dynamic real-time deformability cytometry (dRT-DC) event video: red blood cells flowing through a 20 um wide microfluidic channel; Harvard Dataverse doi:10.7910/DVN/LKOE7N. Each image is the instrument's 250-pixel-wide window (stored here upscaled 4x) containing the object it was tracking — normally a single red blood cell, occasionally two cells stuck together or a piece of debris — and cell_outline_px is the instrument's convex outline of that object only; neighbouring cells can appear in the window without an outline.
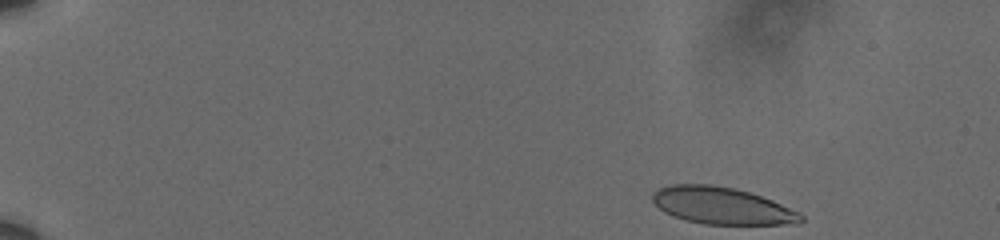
{"species": "human", "species_latin": "Homo sapiens", "temperature_condition": "cold", "stored_images_in_passage": 33, "camera_frame_rate_fps": 3000, "um_per_image_px": 0.085, "donor": {"sex": "male"}, "frame": {"image": 1, "passage_image": 1, "time_ms": 0.0, "image_size_px": [1000, 240], "cell_outline_px": [[804, 220], [800, 224], [704, 224], [684, 220], [672, 216], [664, 212], [652, 200], [652, 192], [660, 188], [672, 184], [708, 184], [736, 188], [772, 200], [800, 212], [804, 216]], "centroid_in_image_um": [61.38, 17.49], "position_along_channel_um": 23.6, "area_um2": 32.08}}
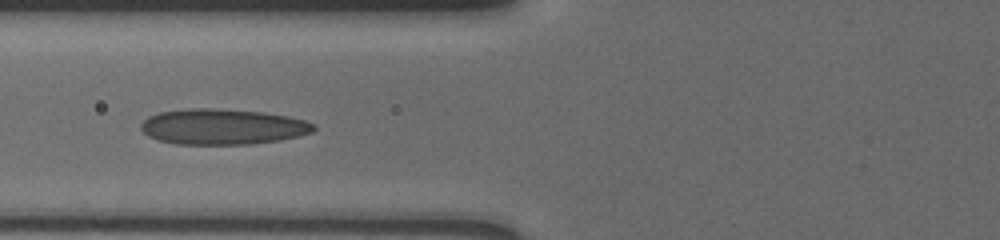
{"frame": {"image": 2, "passage_image": 19, "time_ms": 6.0, "image_size_px": [1000, 240], "cell_outline_px": [[316, 128], [312, 132], [280, 140], [252, 144], [176, 144], [160, 140], [148, 136], [140, 128], [140, 124], [148, 116], [160, 112], [188, 108], [216, 108], [264, 112], [288, 116], [304, 120], [316, 124]], "centroid_in_image_um": [18.92, 10.76], "position_along_channel_um": 106.9, "area_um2": 35.95}}
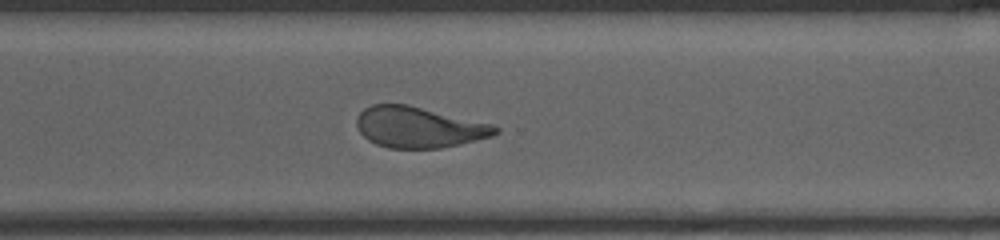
{"frame": {"image": 3, "passage_image": 33, "time_ms": 10.667, "image_size_px": [1000, 240], "cell_outline_px": [[500, 132], [492, 136], [460, 144], [440, 148], [388, 148], [376, 144], [368, 140], [360, 132], [356, 124], [356, 120], [360, 112], [364, 108], [372, 104], [408, 104], [492, 124], [500, 128]], "centroid_in_image_um": [35.6, 10.81], "position_along_channel_um": 335.0, "area_um2": 33.06}}